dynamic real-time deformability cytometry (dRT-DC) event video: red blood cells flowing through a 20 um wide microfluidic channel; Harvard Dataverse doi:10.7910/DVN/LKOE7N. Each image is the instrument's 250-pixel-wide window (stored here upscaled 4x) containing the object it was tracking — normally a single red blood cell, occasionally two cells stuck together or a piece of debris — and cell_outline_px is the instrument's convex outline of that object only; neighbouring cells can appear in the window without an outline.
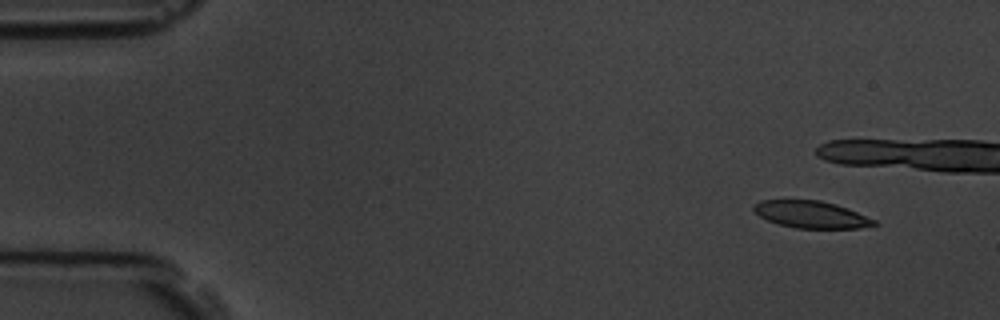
{"species": "common noctule bat (a hibernating species)", "species_latin": "Nyctalus noctula", "temperature_condition": "room temperature", "stored_images_in_passage": 5, "camera_frame_rate_fps": 3000, "um_per_image_px": 0.085, "animal": {"sex": "male", "body_mass_g": 19.5, "forearm_length_mm": 54.6}, "frame": {"image": 1, "passage_image": 1, "time_ms": 0.0, "image_size_px": [1000, 320], "cell_outline_px": [[880, 224], [860, 228], [796, 228], [780, 224], [768, 220], [760, 216], [752, 208], [752, 204], [760, 200], [820, 200], [836, 204], [848, 208], [876, 220]], "centroid_in_image_um": [68.97, 18.22], "position_along_channel_um": 16.0, "area_um2": 19.02}}